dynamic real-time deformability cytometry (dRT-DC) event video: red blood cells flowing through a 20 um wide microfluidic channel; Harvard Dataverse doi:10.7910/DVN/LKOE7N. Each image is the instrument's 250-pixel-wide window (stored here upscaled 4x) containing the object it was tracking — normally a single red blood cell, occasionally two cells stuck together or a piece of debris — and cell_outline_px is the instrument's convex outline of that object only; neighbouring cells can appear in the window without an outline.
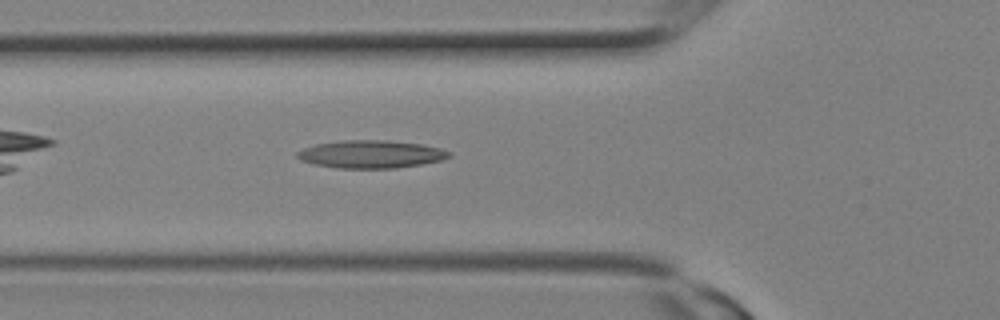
{"species": "Egyptian fruit bat (a non-hibernating species)", "species_latin": "Rousettus aegyptiacus", "temperature_condition": "room temperature", "stored_images_in_passage": 3, "camera_frame_rate_fps": 3000, "um_per_image_px": 0.085, "animal": {"sex": "female"}, "frame": {"image": 1, "passage_image": 3, "time_ms": 0.667, "image_size_px": [1000, 320], "cell_outline_px": [[452, 156], [440, 160], [420, 164], [396, 168], [336, 168], [316, 164], [300, 160], [296, 156], [296, 152], [304, 148], [316, 144], [340, 140], [384, 140], [420, 144], [440, 148], [452, 152]], "centroid_in_image_um": [31.52, 13.1], "position_along_channel_um": 94.3, "area_um2": 24.51}}